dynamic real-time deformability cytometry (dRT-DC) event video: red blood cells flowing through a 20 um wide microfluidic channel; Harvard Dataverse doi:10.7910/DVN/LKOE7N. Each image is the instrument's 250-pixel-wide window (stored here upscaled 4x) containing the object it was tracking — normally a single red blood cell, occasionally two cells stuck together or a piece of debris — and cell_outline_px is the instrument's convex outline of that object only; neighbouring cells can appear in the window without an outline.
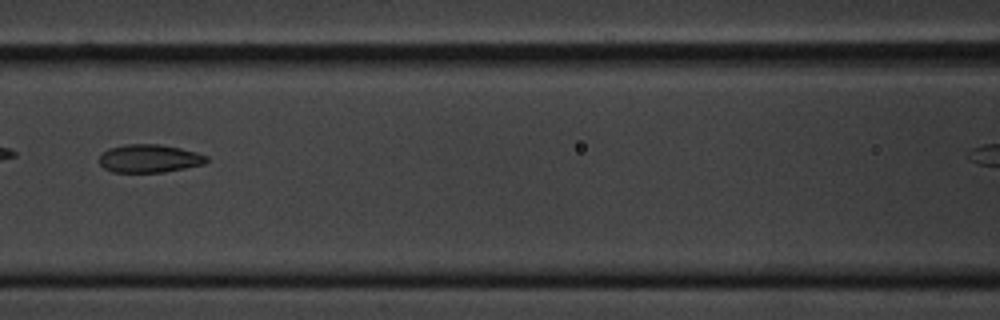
{"species": "common noctule bat (a hibernating species)", "species_latin": "Nyctalus noctula", "temperature_condition": "cold", "stored_images_in_passage": 11, "camera_frame_rate_fps": 3000, "um_per_image_px": 0.085, "animal": {"sex": "male", "body_mass_g": 20.1, "forearm_length_mm": 53.5}, "frame": {"image": 1, "passage_image": 8, "time_ms": 8.0, "image_size_px": [1000, 320], "cell_outline_px": [[208, 160], [204, 164], [164, 172], [112, 172], [104, 168], [100, 164], [100, 156], [108, 148], [124, 144], [160, 144], [180, 148], [196, 152], [208, 156]], "centroid_in_image_um": [12.69, 13.47], "position_along_channel_um": 153.9, "area_um2": 17.57}}
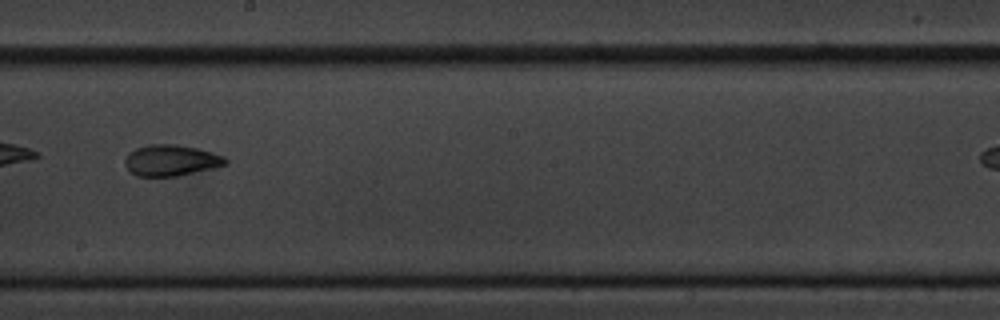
{"frame": {"image": 2, "passage_image": 10, "time_ms": 10.333, "image_size_px": [1000, 320], "cell_outline_px": [[228, 164], [212, 168], [176, 176], [136, 176], [128, 172], [124, 164], [124, 160], [128, 152], [136, 148], [148, 144], [176, 144], [196, 148], [212, 152], [224, 156], [228, 160]], "centroid_in_image_um": [14.49, 13.63], "position_along_channel_um": 233.7, "area_um2": 18.38}}